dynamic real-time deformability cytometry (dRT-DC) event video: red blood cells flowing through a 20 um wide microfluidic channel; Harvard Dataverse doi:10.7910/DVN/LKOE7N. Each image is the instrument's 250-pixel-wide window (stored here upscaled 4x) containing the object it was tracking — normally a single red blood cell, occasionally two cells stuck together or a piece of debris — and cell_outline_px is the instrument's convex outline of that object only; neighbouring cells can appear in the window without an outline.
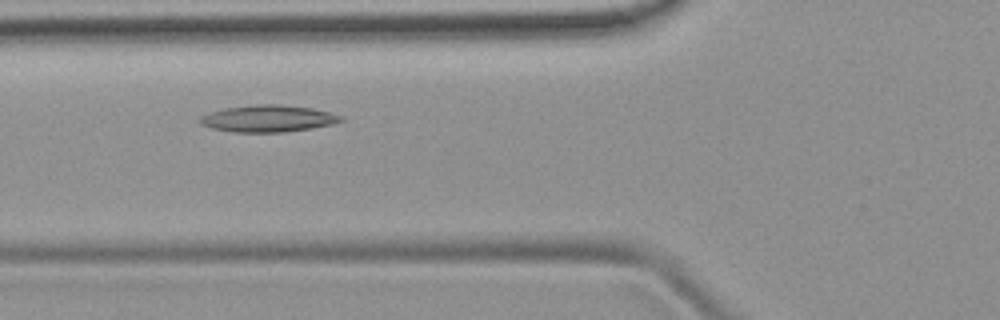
{"species": "common noctule bat (a hibernating species)", "species_latin": "Nyctalus noctula", "temperature_condition": "room temperature", "stored_images_in_passage": 44, "camera_frame_rate_fps": 3000, "um_per_image_px": 0.085, "animal": {"sex": "female", "body_mass_g": 19.9}, "frame": {"image": 1, "passage_image": 12, "time_ms": 3.667, "image_size_px": [1000, 320], "cell_outline_px": [[344, 120], [332, 124], [312, 128], [284, 132], [232, 132], [212, 128], [200, 124], [196, 120], [200, 116], [224, 108], [256, 104], [280, 104], [312, 108], [344, 116]], "centroid_in_image_um": [22.77, 10.07], "position_along_channel_um": 103.0, "area_um2": 22.14}}
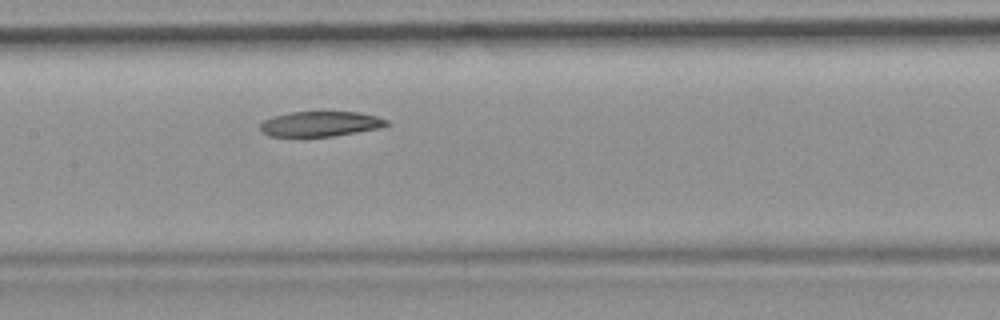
{"frame": {"image": 2, "passage_image": 18, "time_ms": 5.667, "image_size_px": [1000, 320], "cell_outline_px": [[388, 124], [380, 128], [332, 136], [268, 136], [260, 128], [260, 124], [264, 120], [272, 116], [288, 112], [360, 112], [376, 116], [388, 120]], "centroid_in_image_um": [27.22, 10.52], "position_along_channel_um": 180.2, "area_um2": 18.38}}
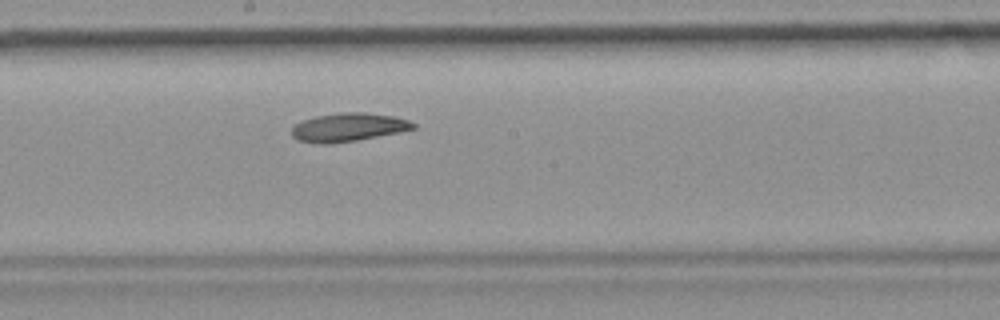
{"frame": {"image": 3, "passage_image": 21, "time_ms": 6.667, "image_size_px": [1000, 320], "cell_outline_px": [[416, 128], [400, 132], [356, 140], [328, 144], [320, 144], [296, 140], [292, 136], [292, 128], [296, 124], [304, 120], [316, 116], [340, 112], [364, 112], [392, 116], [408, 120], [416, 124]], "centroid_in_image_um": [29.6, 10.82], "position_along_channel_um": 218.6, "area_um2": 20.06}, "authors_computed_cell_mechanics": {"area_um2": 20.6057, "velocity_mm_per_s": 3.8684, "shape_relaxation_time_tau1_ms": 9.7344, "shape_relaxation_time_tau2_ms": null, "deformation_change_tau1": 0.1944, "deformation_change_tau2": null}}